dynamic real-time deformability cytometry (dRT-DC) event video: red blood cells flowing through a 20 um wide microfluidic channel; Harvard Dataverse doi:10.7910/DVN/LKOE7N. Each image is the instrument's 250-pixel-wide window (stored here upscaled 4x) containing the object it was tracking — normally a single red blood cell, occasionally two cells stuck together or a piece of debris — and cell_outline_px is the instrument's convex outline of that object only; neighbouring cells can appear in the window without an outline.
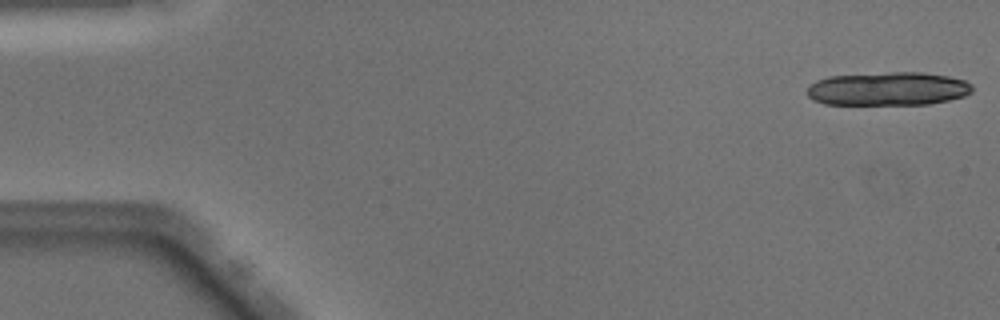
{"species": "Egyptian fruit bat (a non-hibernating species)", "species_latin": "Rousettus aegyptiacus", "temperature_condition": "warm", "stored_images_in_passage": 17, "camera_frame_rate_fps": 3000, "um_per_image_px": 0.085, "animal": {"sex": "male"}, "frame": {"image": 1, "passage_image": 1, "time_ms": 0.0, "image_size_px": [1000, 320], "cell_outline_px": [[972, 92], [964, 96], [948, 100], [928, 104], [824, 104], [812, 100], [808, 96], [808, 84], [816, 80], [828, 76], [888, 72], [920, 72], [948, 76], [964, 80], [972, 84]], "centroid_in_image_um": [75.46, 7.54], "position_along_channel_um": 9.5, "area_um2": 32.37}}